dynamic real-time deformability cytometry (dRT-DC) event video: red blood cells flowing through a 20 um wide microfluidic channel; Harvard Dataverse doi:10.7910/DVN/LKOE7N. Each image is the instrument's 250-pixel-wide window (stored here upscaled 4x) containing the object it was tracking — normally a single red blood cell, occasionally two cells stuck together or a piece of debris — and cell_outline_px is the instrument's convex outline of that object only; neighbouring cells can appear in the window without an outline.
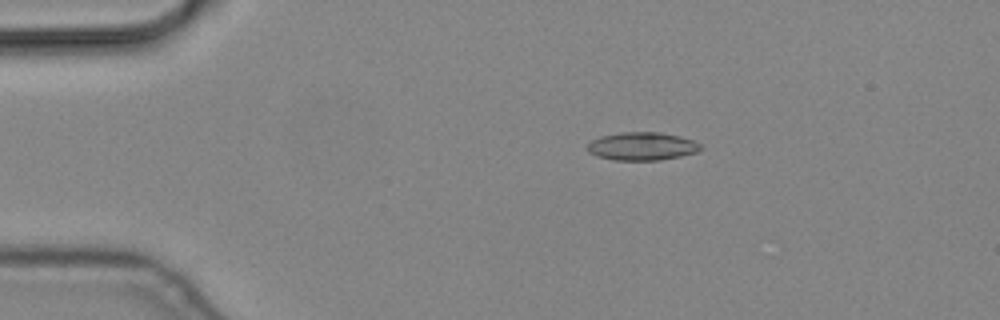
{"species": "common noctule bat (a hibernating species)", "species_latin": "Nyctalus noctula", "temperature_condition": "cold", "stored_images_in_passage": 5, "camera_frame_rate_fps": 3000, "um_per_image_px": 0.085, "animal": {"sex": "male", "body_mass_g": 19.2, "forearm_length_mm": 51.8}, "frame": {"image": 1, "passage_image": 2, "time_ms": 0.333, "image_size_px": [1000, 320], "cell_outline_px": [[704, 148], [696, 152], [680, 156], [660, 160], [612, 160], [596, 156], [588, 152], [588, 144], [592, 140], [600, 136], [620, 132], [660, 132], [680, 136], [692, 140], [700, 144]], "centroid_in_image_um": [54.57, 12.43], "position_along_channel_um": 30.4, "area_um2": 18.61}}
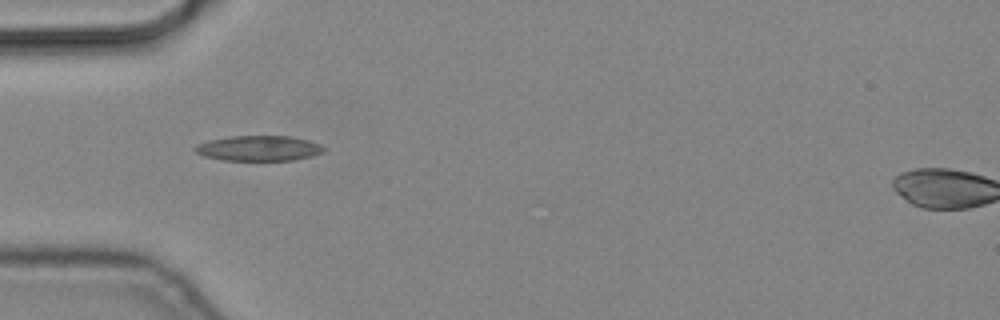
{"frame": {"image": 2, "passage_image": 4, "time_ms": 1.0, "image_size_px": [1000, 320], "cell_outline_px": [[324, 152], [292, 160], [224, 160], [204, 156], [196, 152], [192, 148], [196, 144], [208, 140], [228, 136], [288, 136], [308, 140], [320, 144], [324, 148]], "centroid_in_image_um": [21.94, 12.59], "position_along_channel_um": 63.1, "area_um2": 18.84}}
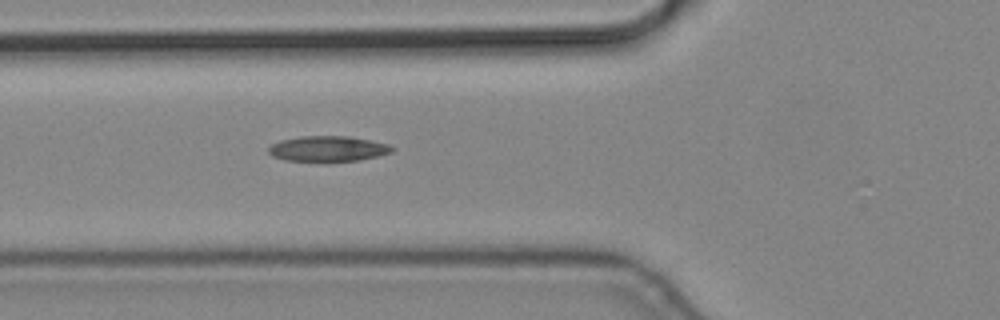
{"frame": {"image": 3, "passage_image": 5, "time_ms": 1.333, "image_size_px": [1000, 320], "cell_outline_px": [[396, 148], [392, 152], [360, 160], [284, 160], [272, 156], [268, 152], [268, 148], [272, 144], [280, 140], [300, 136], [348, 136], [388, 144]], "centroid_in_image_um": [27.86, 12.62], "position_along_channel_um": 97.9, "area_um2": 17.98}}